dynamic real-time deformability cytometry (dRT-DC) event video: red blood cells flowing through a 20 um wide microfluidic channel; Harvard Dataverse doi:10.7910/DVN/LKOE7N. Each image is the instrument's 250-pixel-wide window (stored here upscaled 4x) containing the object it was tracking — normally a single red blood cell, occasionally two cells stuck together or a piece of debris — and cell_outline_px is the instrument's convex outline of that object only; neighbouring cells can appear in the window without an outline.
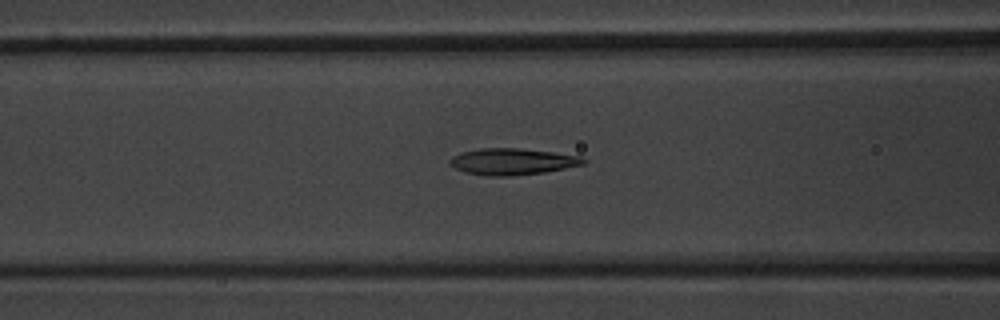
{"species": "common noctule bat (a hibernating species)", "species_latin": "Nyctalus noctula", "temperature_condition": "warm", "stored_images_in_passage": 51, "camera_frame_rate_fps": 3000, "um_per_image_px": 0.085, "animal": {"sex": "male", "body_mass_g": 20.1, "forearm_length_mm": 53.5}, "frame": {"image": 1, "passage_image": 22, "time_ms": 7.0, "image_size_px": [1000, 320], "cell_outline_px": [[588, 160], [584, 164], [544, 172], [512, 176], [488, 176], [464, 172], [448, 164], [448, 160], [452, 156], [460, 152], [480, 148], [520, 148], [552, 152], [580, 156]], "centroid_in_image_um": [43.51, 13.73], "position_along_channel_um": 123.1, "area_um2": 20.69}}
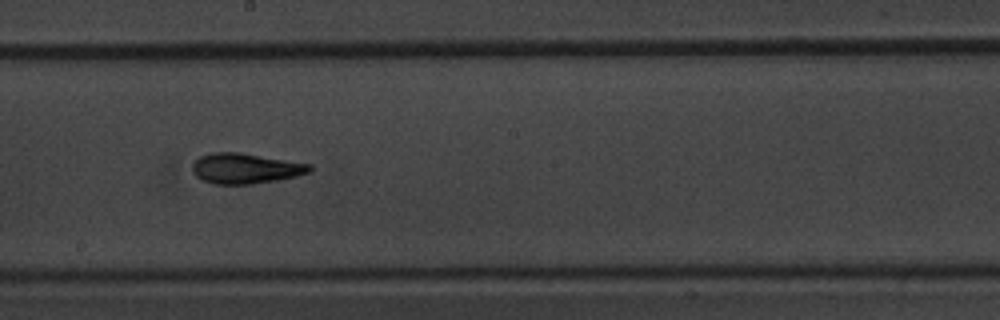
{"frame": {"image": 2, "passage_image": 30, "time_ms": 9.667, "image_size_px": [1000, 320], "cell_outline_px": [[312, 172], [296, 176], [276, 180], [252, 184], [212, 184], [200, 180], [192, 172], [192, 164], [200, 156], [212, 152], [240, 152], [312, 164]], "centroid_in_image_um": [20.85, 14.31], "position_along_channel_um": 227.3, "area_um2": 20.98}}
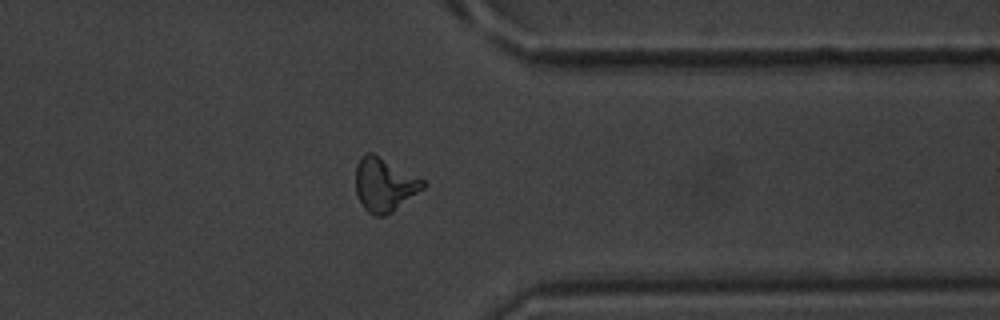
{"frame": {"image": 3, "passage_image": 42, "time_ms": 13.667, "image_size_px": [1000, 320], "cell_outline_px": [[428, 184], [424, 188], [392, 212], [384, 216], [376, 216], [368, 212], [360, 204], [356, 196], [356, 164], [360, 156], [364, 152], [372, 152], [424, 180]], "centroid_in_image_um": [32.64, 15.69], "position_along_channel_um": 378.8, "area_um2": 21.15}, "authors_computed_cell_mechanics": {"area_um2": 20.808, "velocity_mm_per_s": 3.9077, "shape_relaxation_time_tau1_ms": 4.4666, "shape_relaxation_time_tau2_ms": 1.9174, "deformation_change_tau1": 0.1773, "deformation_change_tau2": 0.0924}}